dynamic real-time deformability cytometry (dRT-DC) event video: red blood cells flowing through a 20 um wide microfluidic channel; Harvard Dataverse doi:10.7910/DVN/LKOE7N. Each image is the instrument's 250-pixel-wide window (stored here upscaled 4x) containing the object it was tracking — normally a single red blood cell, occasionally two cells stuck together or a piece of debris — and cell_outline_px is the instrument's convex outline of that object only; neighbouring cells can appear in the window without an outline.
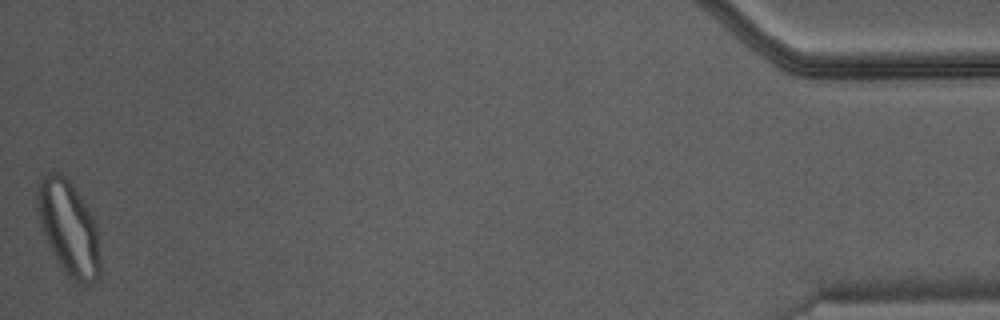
{"species": "Egyptian fruit bat (a non-hibernating species)", "species_latin": "Rousettus aegyptiacus", "temperature_condition": "warm", "stored_images_in_passage": 46, "camera_frame_rate_fps": 3000, "um_per_image_px": 0.085, "animal": {"sex": "male"}, "frame": {"image": 1, "passage_image": 46, "time_ms": 15.0, "image_size_px": [1000, 320], "cell_outline_px": [[100, 280], [92, 284], [84, 284], [72, 280], [64, 272], [52, 252], [48, 244], [36, 208], [36, 192], [40, 176], [48, 172], [60, 172], [72, 184], [80, 196], [92, 216], [96, 228], [100, 264]], "centroid_in_image_um": [5.82, 19.38], "position_along_channel_um": 429.4, "area_um2": 34.51}}